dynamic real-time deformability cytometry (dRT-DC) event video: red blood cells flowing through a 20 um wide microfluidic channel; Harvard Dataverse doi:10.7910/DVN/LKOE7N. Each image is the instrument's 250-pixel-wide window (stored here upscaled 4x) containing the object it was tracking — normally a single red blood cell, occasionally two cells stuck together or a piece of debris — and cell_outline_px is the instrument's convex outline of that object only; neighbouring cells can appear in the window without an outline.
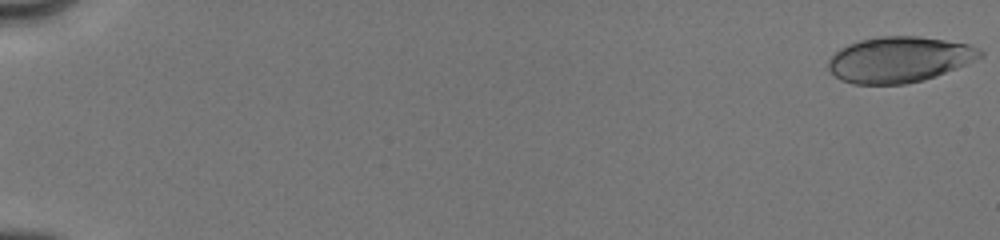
{"species": "human", "species_latin": "Homo sapiens", "temperature_condition": "cold", "stored_images_in_passage": 25, "camera_frame_rate_fps": 3000, "um_per_image_px": 0.085, "donor": {"sex": "male"}, "frame": {"image": 1, "passage_image": 1, "time_ms": 0.0, "image_size_px": [1000, 240], "cell_outline_px": [[984, 56], [956, 68], [936, 76], [924, 80], [904, 84], [852, 84], [840, 80], [828, 68], [828, 60], [840, 48], [848, 44], [860, 40], [876, 36], [920, 36], [968, 44], [980, 48], [984, 52]], "centroid_in_image_um": [76.44, 5.05], "position_along_channel_um": 8.6, "area_um2": 40.52}}
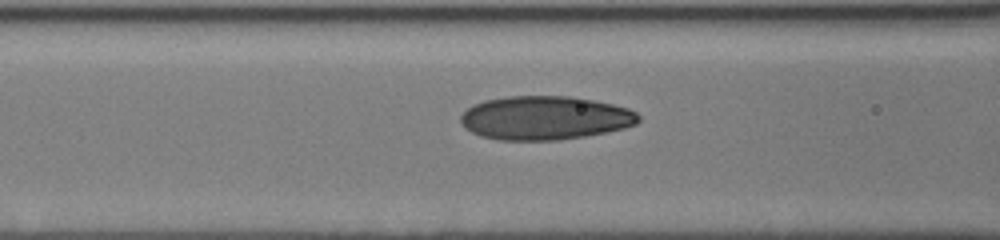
{"frame": {"image": 2, "passage_image": 22, "time_ms": 7.667, "image_size_px": [1000, 240], "cell_outline_px": [[640, 120], [636, 124], [624, 128], [584, 136], [560, 140], [500, 140], [480, 136], [464, 128], [460, 120], [460, 116], [472, 104], [484, 100], [508, 96], [568, 96], [592, 100], [612, 104], [628, 108], [636, 112], [640, 116]], "centroid_in_image_um": [46.29, 10.02], "position_along_channel_um": 120.3, "area_um2": 45.37}}
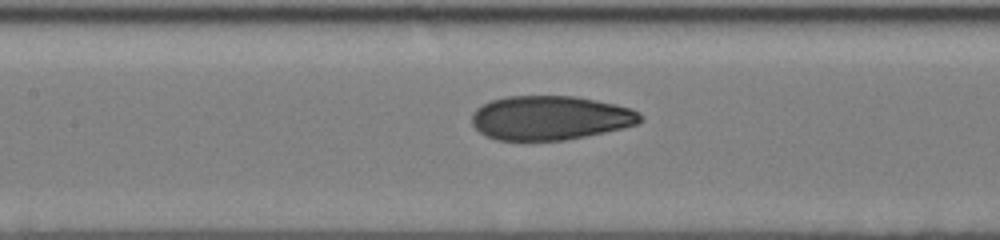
{"frame": {"image": 3, "passage_image": 25, "time_ms": 8.667, "image_size_px": [1000, 240], "cell_outline_px": [[644, 116], [636, 124], [624, 128], [564, 140], [496, 140], [480, 132], [472, 124], [472, 112], [476, 108], [492, 100], [508, 96], [576, 96], [616, 104], [632, 108], [640, 112]], "centroid_in_image_um": [46.78, 10.01], "position_along_channel_um": 160.6, "area_um2": 43.35}}